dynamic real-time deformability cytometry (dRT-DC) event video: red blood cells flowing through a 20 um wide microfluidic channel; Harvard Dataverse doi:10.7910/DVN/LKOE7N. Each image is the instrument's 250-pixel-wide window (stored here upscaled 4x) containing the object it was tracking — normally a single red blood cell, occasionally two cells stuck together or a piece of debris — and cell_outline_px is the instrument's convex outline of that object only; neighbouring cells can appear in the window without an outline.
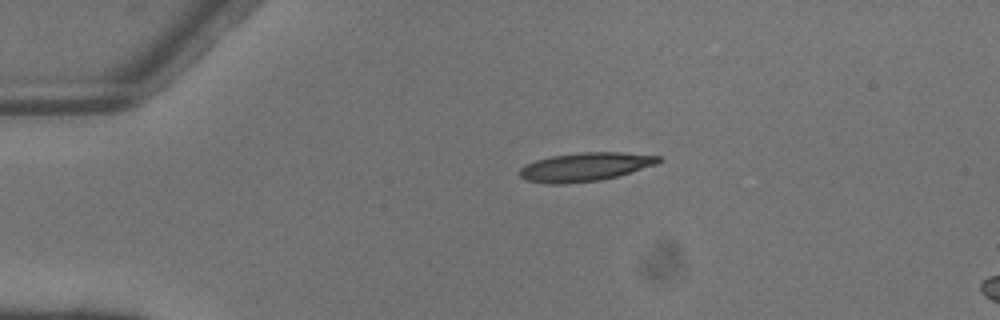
{"species": "common noctule bat (a hibernating species)", "species_latin": "Nyctalus noctula", "temperature_condition": "warm", "stored_images_in_passage": 2, "camera_frame_rate_fps": 3000, "um_per_image_px": 0.085, "animal": {"sex": "male", "body_mass_g": 13.3}, "frame": {"image": 1, "passage_image": 1, "time_ms": 0.0, "image_size_px": [1000, 320], "cell_outline_px": [[664, 160], [660, 164], [616, 176], [600, 180], [564, 184], [548, 184], [524, 180], [520, 176], [520, 168], [524, 164], [536, 160], [552, 156], [584, 152], [624, 152], [660, 156]], "centroid_in_image_um": [49.77, 14.18], "position_along_channel_um": 35.2, "area_um2": 23.35}}
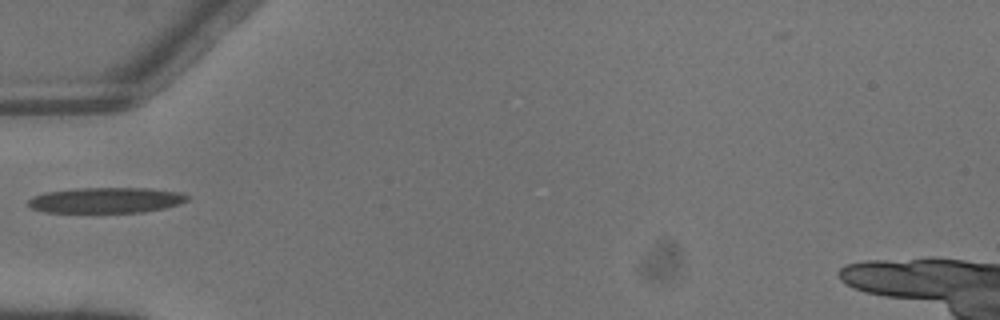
{"frame": {"image": 2, "passage_image": 2, "time_ms": 0.333, "image_size_px": [1000, 320], "cell_outline_px": [[188, 200], [180, 204], [164, 208], [144, 212], [44, 212], [28, 208], [28, 200], [32, 196], [48, 192], [72, 188], [144, 188], [180, 192], [188, 196]], "centroid_in_image_um": [8.98, 17.02], "position_along_channel_um": 76.0, "area_um2": 23.76}}